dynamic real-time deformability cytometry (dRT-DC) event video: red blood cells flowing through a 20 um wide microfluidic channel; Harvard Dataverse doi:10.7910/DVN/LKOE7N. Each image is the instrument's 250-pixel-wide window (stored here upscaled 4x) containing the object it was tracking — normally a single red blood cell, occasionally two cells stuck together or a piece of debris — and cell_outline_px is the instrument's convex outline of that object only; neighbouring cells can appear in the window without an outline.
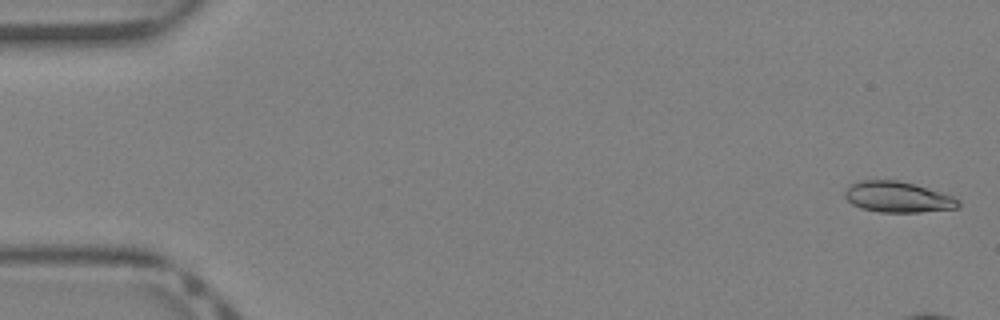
{"species": "Egyptian fruit bat (a non-hibernating species)", "species_latin": "Rousettus aegyptiacus", "temperature_condition": "warm", "stored_images_in_passage": 8, "camera_frame_rate_fps": 3000, "um_per_image_px": 0.085, "animal": {"sex": "female"}, "frame": {"image": 1, "passage_image": 1, "time_ms": 0.0, "image_size_px": [1000, 320], "cell_outline_px": [[960, 204], [956, 208], [920, 212], [880, 212], [860, 208], [852, 204], [844, 196], [844, 192], [848, 184], [856, 180], [900, 180], [916, 184], [952, 196], [960, 200]], "centroid_in_image_um": [76.26, 16.73], "position_along_channel_um": 8.7, "area_um2": 20.58}}